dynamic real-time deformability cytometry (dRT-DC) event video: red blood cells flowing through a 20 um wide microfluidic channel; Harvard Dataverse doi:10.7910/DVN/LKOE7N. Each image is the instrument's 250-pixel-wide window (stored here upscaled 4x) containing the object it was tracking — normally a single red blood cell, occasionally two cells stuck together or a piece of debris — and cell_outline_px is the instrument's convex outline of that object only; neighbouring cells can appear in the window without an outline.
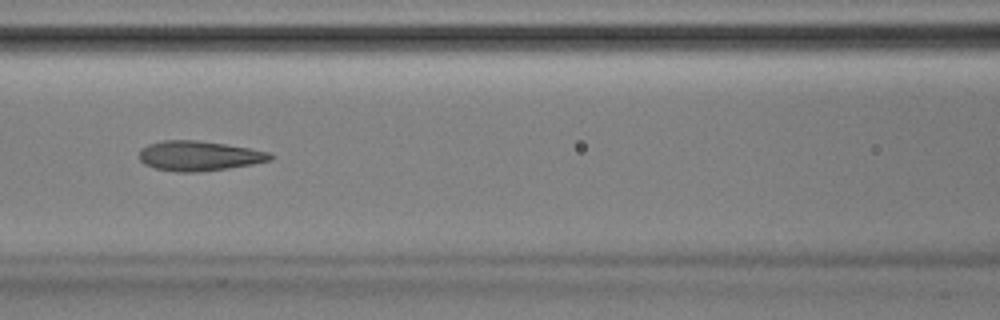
{"species": "Egyptian fruit bat (a non-hibernating species)", "species_latin": "Rousettus aegyptiacus", "temperature_condition": "room temperature", "stored_images_in_passage": 48, "camera_frame_rate_fps": 3000, "um_per_image_px": 0.085, "animal": {"sex": "male"}, "frame": {"image": 1, "passage_image": 23, "time_ms": 7.333, "image_size_px": [1000, 320], "cell_outline_px": [[272, 160], [252, 164], [228, 168], [196, 172], [176, 172], [156, 168], [144, 164], [140, 160], [140, 148], [148, 144], [164, 140], [196, 140], [224, 144], [248, 148], [268, 152], [272, 156]], "centroid_in_image_um": [16.88, 13.25], "position_along_channel_um": 149.7, "area_um2": 22.6}}
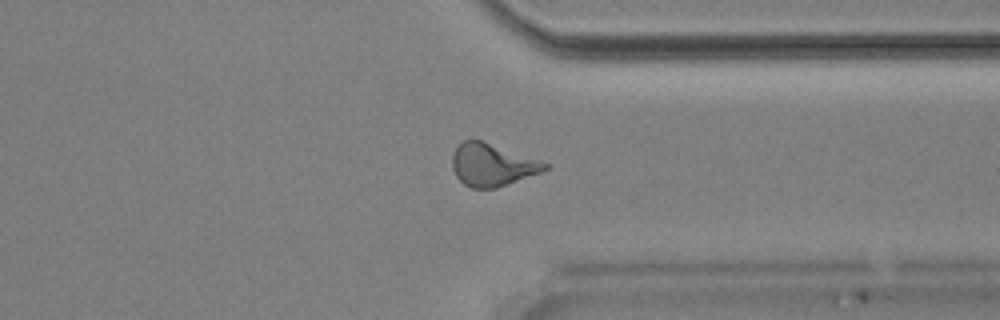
{"frame": {"image": 2, "passage_image": 40, "time_ms": 13.0, "image_size_px": [1000, 320], "cell_outline_px": [[548, 168], [540, 172], [496, 188], [472, 188], [464, 184], [456, 176], [452, 168], [452, 156], [456, 148], [464, 140], [480, 140], [548, 164]], "centroid_in_image_um": [41.77, 14.03], "position_along_channel_um": 369.6, "area_um2": 22.2}}
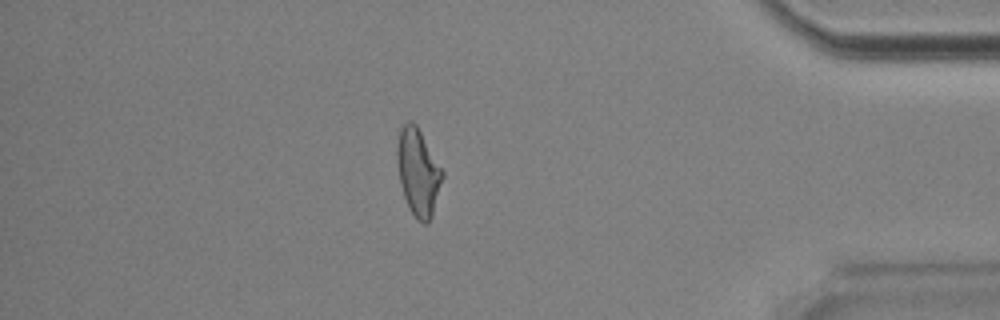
{"frame": {"image": 3, "passage_image": 45, "time_ms": 14.667, "image_size_px": [1000, 320], "cell_outline_px": [[444, 176], [432, 216], [428, 224], [424, 224], [416, 220], [404, 196], [400, 184], [396, 160], [396, 148], [400, 128], [408, 120], [412, 120], [416, 124], [444, 172]], "centroid_in_image_um": [35.54, 14.63], "position_along_channel_um": 399.7, "area_um2": 23.06}}